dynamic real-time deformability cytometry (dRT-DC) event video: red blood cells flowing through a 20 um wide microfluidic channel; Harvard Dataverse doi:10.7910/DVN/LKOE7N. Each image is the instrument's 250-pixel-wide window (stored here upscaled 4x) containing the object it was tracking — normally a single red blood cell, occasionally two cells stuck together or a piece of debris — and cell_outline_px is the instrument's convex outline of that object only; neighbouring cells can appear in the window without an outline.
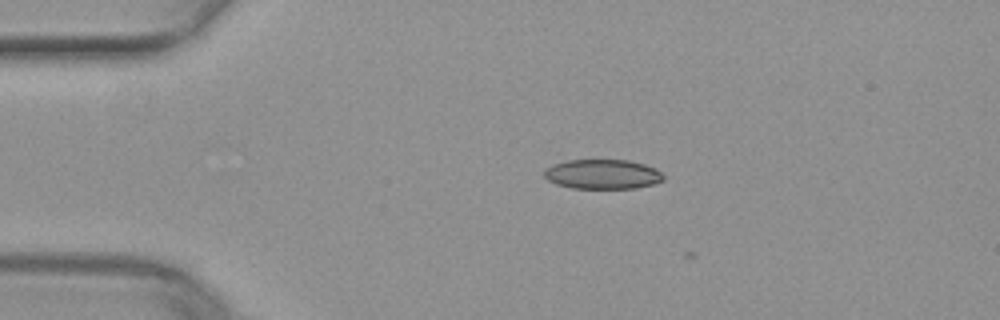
{"species": "common noctule bat (a hibernating species)", "species_latin": "Nyctalus noctula", "temperature_condition": "warm", "stored_images_in_passage": 4, "camera_frame_rate_fps": 3000, "um_per_image_px": 0.085, "animal": {"sex": "female", "body_mass_g": 29.2, "forearm_length_mm": 56.3}, "frame": {"image": 1, "passage_image": 3, "time_ms": 0.667, "image_size_px": [1000, 320], "cell_outline_px": [[664, 180], [652, 184], [636, 188], [572, 188], [556, 184], [548, 180], [544, 176], [544, 168], [552, 164], [568, 160], [628, 160], [644, 164], [656, 168], [664, 176]], "centroid_in_image_um": [51.2, 14.8], "position_along_channel_um": 33.8, "area_um2": 20.63}}